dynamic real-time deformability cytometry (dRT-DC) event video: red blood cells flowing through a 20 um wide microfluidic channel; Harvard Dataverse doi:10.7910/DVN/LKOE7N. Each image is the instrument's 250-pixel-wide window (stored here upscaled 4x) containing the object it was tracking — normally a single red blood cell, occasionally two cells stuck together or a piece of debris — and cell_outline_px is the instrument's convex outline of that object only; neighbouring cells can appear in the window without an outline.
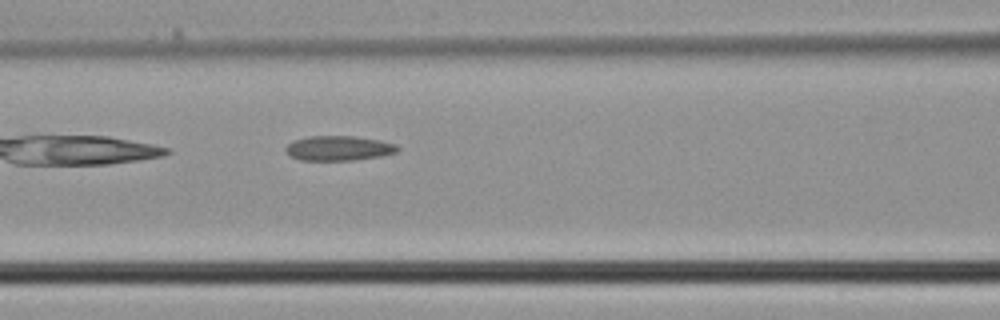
{"species": "common noctule bat (a hibernating species)", "species_latin": "Nyctalus noctula", "temperature_condition": "cold", "stored_images_in_passage": 6, "camera_frame_rate_fps": 3000, "um_per_image_px": 0.085, "animal": {"sex": "male", "body_mass_g": 21.5, "forearm_length_mm": 52.0}, "frame": {"image": 1, "passage_image": 6, "time_ms": 1.667, "image_size_px": [1000, 320], "cell_outline_px": [[400, 148], [396, 152], [384, 156], [356, 160], [300, 160], [288, 156], [284, 152], [284, 148], [292, 140], [308, 136], [352, 136], [380, 140], [396, 144]], "centroid_in_image_um": [28.75, 12.6], "position_along_channel_um": 137.8, "area_um2": 16.47}}